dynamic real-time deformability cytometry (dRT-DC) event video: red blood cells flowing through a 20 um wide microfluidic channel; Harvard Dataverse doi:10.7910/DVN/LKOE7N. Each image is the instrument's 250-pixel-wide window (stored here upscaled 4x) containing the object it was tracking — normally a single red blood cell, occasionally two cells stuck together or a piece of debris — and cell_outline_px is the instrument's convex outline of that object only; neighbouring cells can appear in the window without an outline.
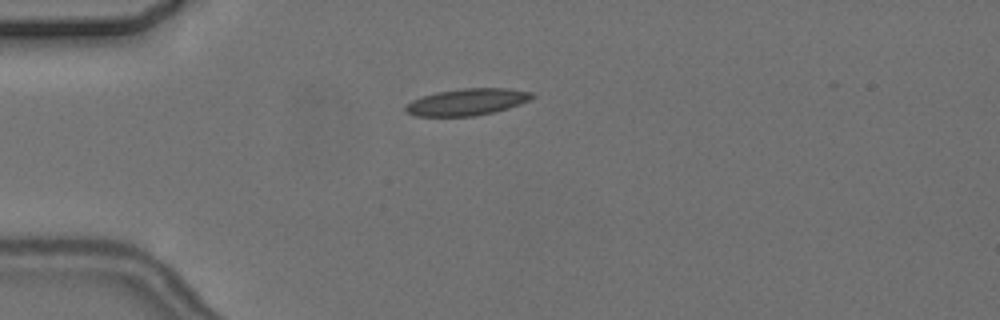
{"species": "common noctule bat (a hibernating species)", "species_latin": "Nyctalus noctula", "temperature_condition": "cold", "stored_images_in_passage": 4, "camera_frame_rate_fps": 3000, "um_per_image_px": 0.085, "animal": {"sex": "female", "body_mass_g": 24.6, "forearm_length_mm": 56.2}, "frame": {"image": 1, "passage_image": 2, "time_ms": 1.0, "image_size_px": [1000, 320], "cell_outline_px": [[536, 96], [520, 104], [496, 112], [476, 116], [416, 116], [408, 112], [404, 108], [412, 100], [436, 92], [464, 88], [508, 88], [532, 92]], "centroid_in_image_um": [39.75, 8.67], "position_along_channel_um": 45.3, "area_um2": 19.65}}
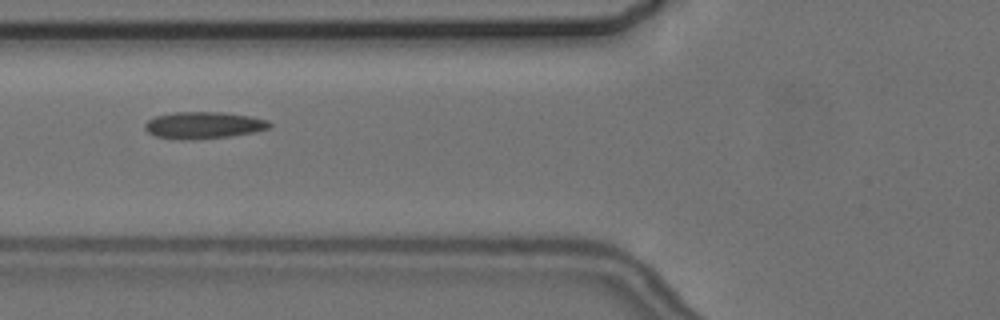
{"frame": {"image": 2, "passage_image": 4, "time_ms": 3.333, "image_size_px": [1000, 320], "cell_outline_px": [[272, 124], [268, 128], [256, 132], [232, 136], [192, 140], [156, 136], [148, 132], [144, 128], [144, 124], [148, 120], [156, 116], [172, 112], [224, 112], [252, 116], [268, 120]], "centroid_in_image_um": [17.34, 10.63], "position_along_channel_um": 108.5, "area_um2": 19.59}}